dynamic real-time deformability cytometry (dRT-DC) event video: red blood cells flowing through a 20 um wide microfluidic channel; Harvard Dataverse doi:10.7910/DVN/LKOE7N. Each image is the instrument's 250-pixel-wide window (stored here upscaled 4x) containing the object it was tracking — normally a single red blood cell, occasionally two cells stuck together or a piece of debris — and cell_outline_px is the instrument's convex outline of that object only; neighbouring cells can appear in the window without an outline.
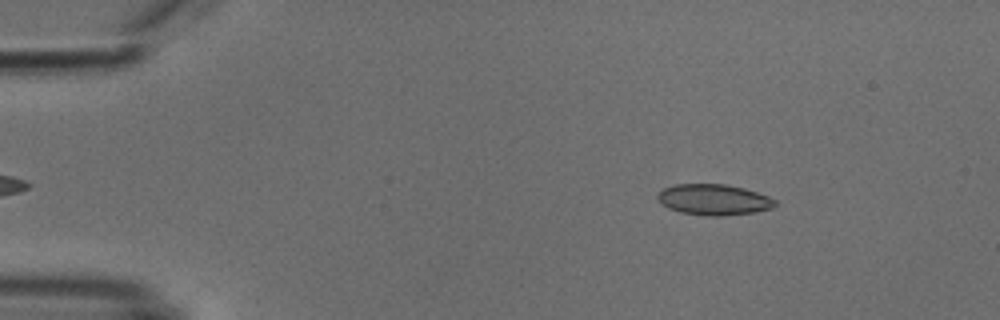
{"species": "common noctule bat (a hibernating species)", "species_latin": "Nyctalus noctula", "temperature_condition": "cold", "stored_images_in_passage": 50, "camera_frame_rate_fps": 3000, "um_per_image_px": 0.085, "animal": {"sex": "male", "body_mass_g": 18.8}, "frame": {"image": 1, "passage_image": 5, "time_ms": 1.333, "image_size_px": [1000, 320], "cell_outline_px": [[776, 204], [772, 208], [756, 212], [720, 216], [708, 216], [680, 212], [668, 208], [660, 204], [656, 196], [664, 188], [676, 184], [724, 184], [744, 188], [768, 196], [776, 200]], "centroid_in_image_um": [60.66, 16.97], "position_along_channel_um": 24.3, "area_um2": 21.15}}
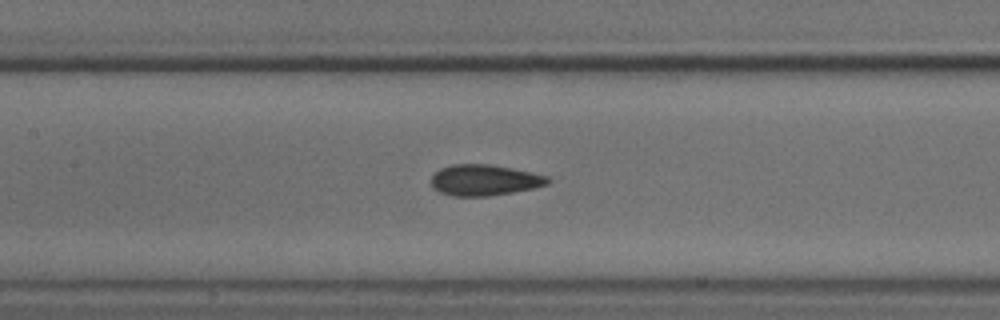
{"frame": {"image": 2, "passage_image": 22, "time_ms": 7.0, "image_size_px": [1000, 320], "cell_outline_px": [[552, 180], [548, 184], [536, 188], [488, 196], [452, 196], [440, 192], [432, 188], [432, 176], [440, 168], [452, 164], [492, 164], [532, 172], [548, 176]], "centroid_in_image_um": [41.2, 15.3], "position_along_channel_um": 166.2, "area_um2": 21.21}}
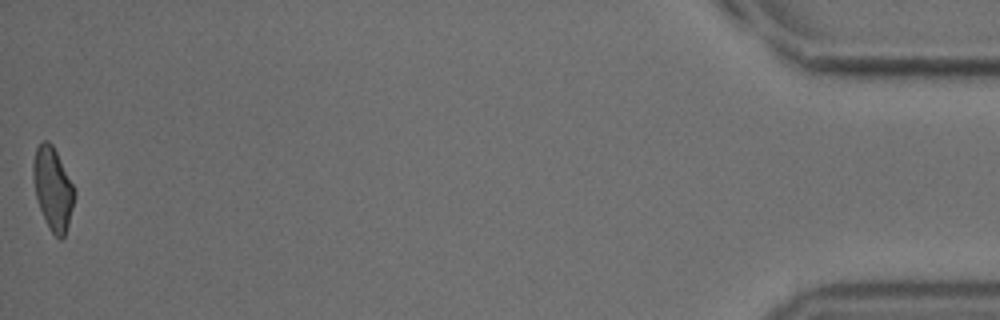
{"frame": {"image": 3, "passage_image": 50, "time_ms": 16.333, "image_size_px": [1000, 320], "cell_outline_px": [[76, 196], [68, 224], [64, 236], [60, 240], [48, 228], [40, 208], [36, 196], [32, 180], [32, 164], [36, 148], [44, 140], [48, 140], [52, 144], [76, 188]], "centroid_in_image_um": [4.5, 16.02], "position_along_channel_um": 430.7, "area_um2": 20.06}, "authors_computed_cell_mechanics": {"area_um2": 20.9236, "velocity_mm_per_s": 3.8238, "shape_relaxation_time_tau1_ms": 5.3065, "shape_relaxation_time_tau2_ms": 1.4175, "deformation_change_tau1": 0.1356, "deformation_change_tau2": 0.0675}}